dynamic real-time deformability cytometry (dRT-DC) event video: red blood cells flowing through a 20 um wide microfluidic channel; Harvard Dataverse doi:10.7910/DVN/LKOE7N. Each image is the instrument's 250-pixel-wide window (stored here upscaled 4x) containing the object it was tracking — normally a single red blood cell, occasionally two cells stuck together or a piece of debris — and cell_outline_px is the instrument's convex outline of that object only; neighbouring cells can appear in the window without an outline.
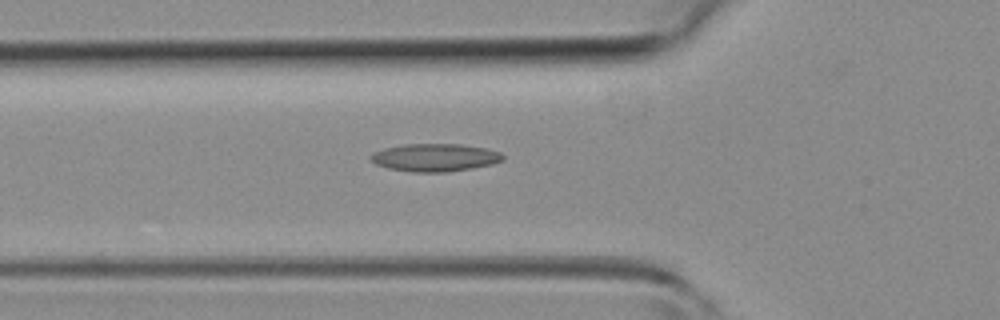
{"species": "common noctule bat (a hibernating species)", "species_latin": "Nyctalus noctula", "temperature_condition": "room temperature", "stored_images_in_passage": 32, "camera_frame_rate_fps": 3000, "um_per_image_px": 0.085, "animal": {"sex": "female", "body_mass_g": 19.3, "forearm_length_mm": 54.1}, "frame": {"image": 1, "passage_image": 3, "time_ms": 0.667, "image_size_px": [1000, 320], "cell_outline_px": [[504, 160], [492, 164], [472, 168], [444, 172], [412, 172], [388, 168], [376, 164], [368, 156], [372, 152], [404, 144], [460, 144], [488, 148], [500, 152], [504, 156]], "centroid_in_image_um": [36.99, 13.38], "position_along_channel_um": 88.8, "area_um2": 21.39}}
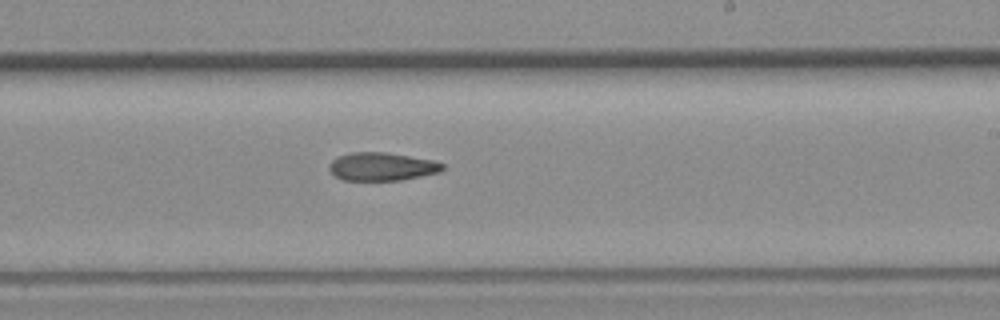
{"frame": {"image": 2, "passage_image": 14, "time_ms": 4.333, "image_size_px": [1000, 320], "cell_outline_px": [[444, 168], [440, 172], [400, 180], [344, 180], [336, 176], [328, 168], [328, 164], [336, 156], [352, 152], [384, 152], [432, 160], [444, 164]], "centroid_in_image_um": [32.42, 14.15], "position_along_channel_um": 256.6, "area_um2": 18.5}}
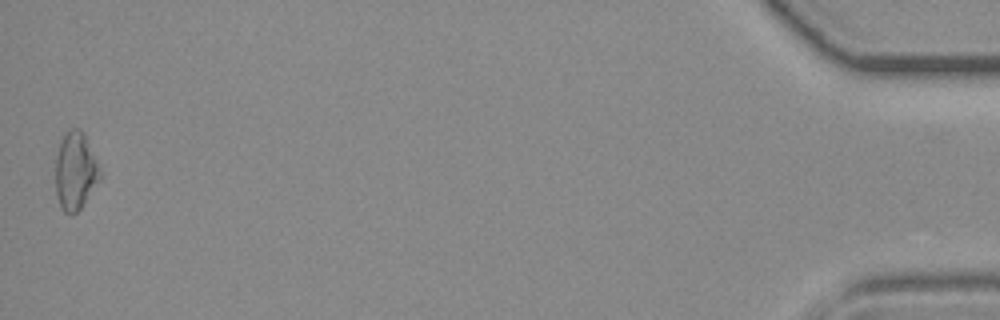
{"frame": {"image": 3, "passage_image": 32, "time_ms": 10.333, "image_size_px": [1000, 320], "cell_outline_px": [[100, 180], [80, 208], [72, 216], [64, 212], [60, 208], [56, 196], [56, 156], [60, 144], [64, 136], [72, 128], [80, 128], [100, 168]], "centroid_in_image_um": [6.39, 14.6], "position_along_channel_um": 428.8, "area_um2": 19.77}}